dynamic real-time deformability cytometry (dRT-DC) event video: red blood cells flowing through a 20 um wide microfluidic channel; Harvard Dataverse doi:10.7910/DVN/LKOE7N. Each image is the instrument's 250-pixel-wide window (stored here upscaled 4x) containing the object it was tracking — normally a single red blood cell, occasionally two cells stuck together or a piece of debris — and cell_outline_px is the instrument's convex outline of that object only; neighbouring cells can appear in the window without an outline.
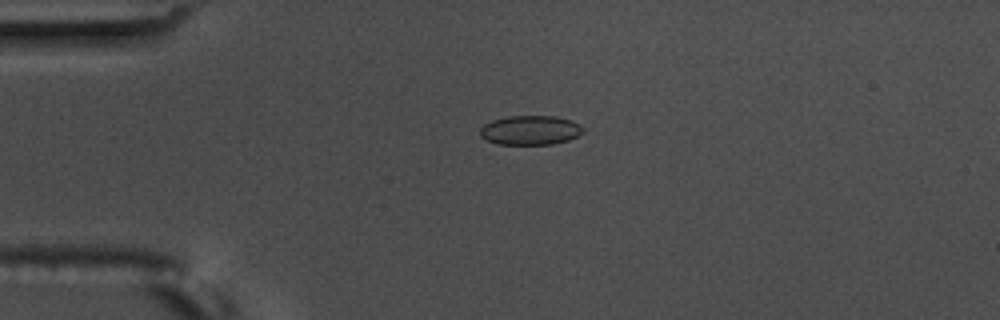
{"species": "common noctule bat (a hibernating species)", "species_latin": "Nyctalus noctula", "temperature_condition": "warm", "stored_images_in_passage": 44, "camera_frame_rate_fps": 3000, "um_per_image_px": 0.085, "animal": {"sex": "male", "body_mass_g": 17.5, "forearm_length_mm": 52.3}, "frame": {"image": 1, "passage_image": 1, "time_ms": 0.0, "image_size_px": [1000, 320], "cell_outline_px": [[584, 132], [568, 140], [552, 144], [496, 144], [480, 136], [480, 128], [484, 124], [492, 120], [508, 116], [556, 116], [572, 120], [580, 124], [584, 128]], "centroid_in_image_um": [45.09, 11.06], "position_along_channel_um": 39.9, "area_um2": 17.69}}
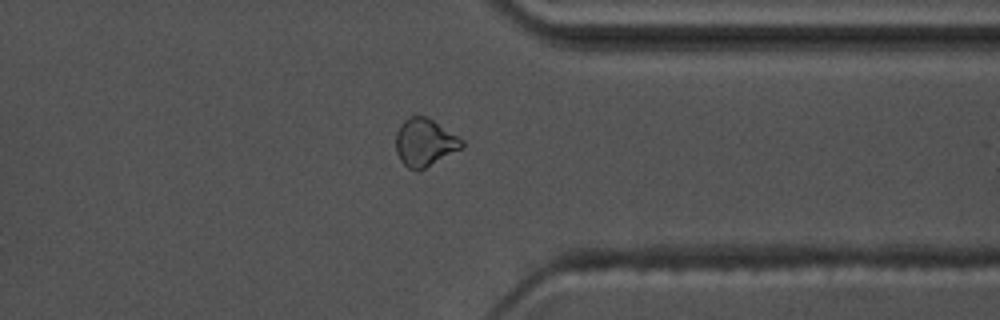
{"frame": {"image": 2, "passage_image": 32, "time_ms": 10.333, "image_size_px": [1000, 320], "cell_outline_px": [[464, 148], [420, 172], [416, 172], [408, 168], [400, 160], [396, 152], [396, 132], [400, 124], [404, 120], [412, 116], [424, 116], [432, 120], [464, 140]], "centroid_in_image_um": [36.11, 12.16], "position_along_channel_um": 375.3, "area_um2": 18.67}}
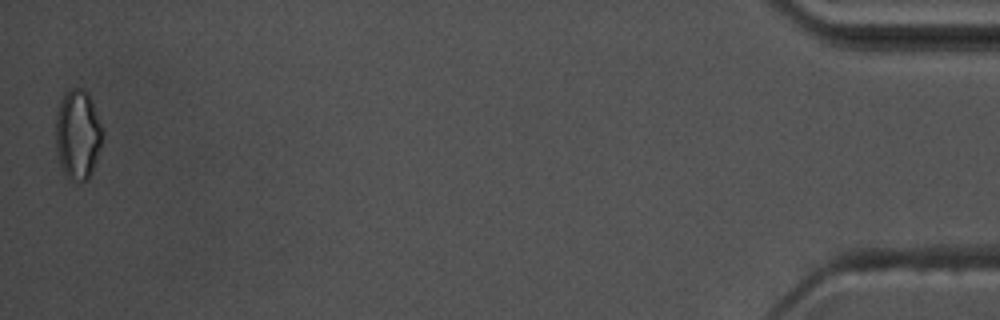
{"frame": {"image": 3, "passage_image": 44, "time_ms": 14.333, "image_size_px": [1000, 320], "cell_outline_px": [[104, 132], [92, 172], [88, 180], [72, 180], [64, 172], [60, 164], [56, 152], [56, 116], [60, 100], [72, 88], [80, 88], [88, 92], [92, 100]], "centroid_in_image_um": [6.61, 11.42], "position_along_channel_um": 428.6, "area_um2": 24.28}, "authors_computed_cell_mechanics": {"area_um2": 17.6868, "velocity_mm_per_s": 3.5693, "shape_relaxation_time_tau1_ms": 5.1529, "shape_relaxation_time_tau2_ms": 3.9911, "deformation_change_tau1": 0.0821, "deformation_change_tau2": 0.0772}}